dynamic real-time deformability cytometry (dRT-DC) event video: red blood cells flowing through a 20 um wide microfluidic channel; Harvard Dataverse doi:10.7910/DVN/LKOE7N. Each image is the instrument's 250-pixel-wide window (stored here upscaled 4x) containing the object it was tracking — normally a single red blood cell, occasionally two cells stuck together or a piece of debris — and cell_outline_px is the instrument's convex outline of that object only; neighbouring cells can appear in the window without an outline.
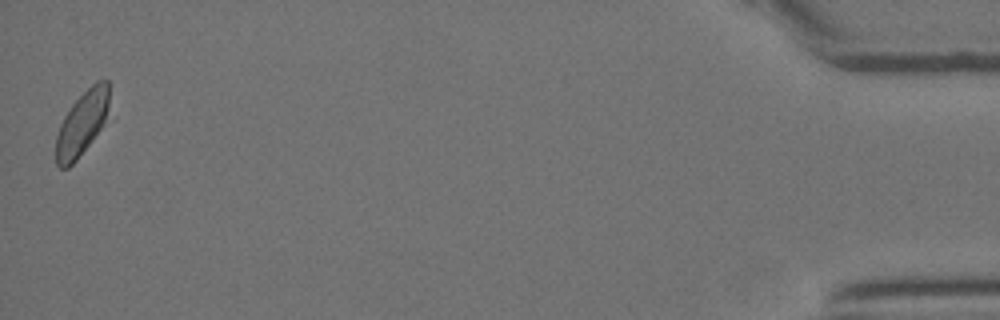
{"species": "Egyptian fruit bat (a non-hibernating species)", "species_latin": "Rousettus aegyptiacus", "temperature_condition": "room temperature", "stored_images_in_passage": 37, "camera_frame_rate_fps": 3000, "um_per_image_px": 0.085, "animal": {"sex": "female"}, "frame": {"image": 1, "passage_image": 37, "time_ms": 12.0, "image_size_px": [1000, 320], "cell_outline_px": [[108, 100], [104, 116], [96, 132], [72, 164], [68, 168], [60, 168], [56, 164], [56, 140], [60, 128], [68, 112], [76, 100], [88, 88], [104, 80], [108, 80]], "centroid_in_image_um": [6.91, 10.52], "position_along_channel_um": 428.3, "area_um2": 18.15}}